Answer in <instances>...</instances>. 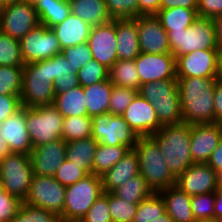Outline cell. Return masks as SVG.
I'll return each mask as SVG.
<instances>
[{
    "label": "cell",
    "instance_id": "cell-16",
    "mask_svg": "<svg viewBox=\"0 0 222 222\" xmlns=\"http://www.w3.org/2000/svg\"><path fill=\"white\" fill-rule=\"evenodd\" d=\"M140 84L176 78L175 57L172 53L150 54L140 52L135 59Z\"/></svg>",
    "mask_w": 222,
    "mask_h": 222
},
{
    "label": "cell",
    "instance_id": "cell-9",
    "mask_svg": "<svg viewBox=\"0 0 222 222\" xmlns=\"http://www.w3.org/2000/svg\"><path fill=\"white\" fill-rule=\"evenodd\" d=\"M33 177L29 154L11 153L0 158V188L24 201Z\"/></svg>",
    "mask_w": 222,
    "mask_h": 222
},
{
    "label": "cell",
    "instance_id": "cell-63",
    "mask_svg": "<svg viewBox=\"0 0 222 222\" xmlns=\"http://www.w3.org/2000/svg\"><path fill=\"white\" fill-rule=\"evenodd\" d=\"M20 1L35 6L40 0H20Z\"/></svg>",
    "mask_w": 222,
    "mask_h": 222
},
{
    "label": "cell",
    "instance_id": "cell-2",
    "mask_svg": "<svg viewBox=\"0 0 222 222\" xmlns=\"http://www.w3.org/2000/svg\"><path fill=\"white\" fill-rule=\"evenodd\" d=\"M158 145L169 170L177 179L193 164L191 156V124L163 125L150 136Z\"/></svg>",
    "mask_w": 222,
    "mask_h": 222
},
{
    "label": "cell",
    "instance_id": "cell-14",
    "mask_svg": "<svg viewBox=\"0 0 222 222\" xmlns=\"http://www.w3.org/2000/svg\"><path fill=\"white\" fill-rule=\"evenodd\" d=\"M218 54V49H202L177 57L176 78H217Z\"/></svg>",
    "mask_w": 222,
    "mask_h": 222
},
{
    "label": "cell",
    "instance_id": "cell-62",
    "mask_svg": "<svg viewBox=\"0 0 222 222\" xmlns=\"http://www.w3.org/2000/svg\"><path fill=\"white\" fill-rule=\"evenodd\" d=\"M216 182L222 184V169L216 172Z\"/></svg>",
    "mask_w": 222,
    "mask_h": 222
},
{
    "label": "cell",
    "instance_id": "cell-27",
    "mask_svg": "<svg viewBox=\"0 0 222 222\" xmlns=\"http://www.w3.org/2000/svg\"><path fill=\"white\" fill-rule=\"evenodd\" d=\"M48 66L50 79L54 82L55 95L62 94L80 85L74 67L61 53L49 58Z\"/></svg>",
    "mask_w": 222,
    "mask_h": 222
},
{
    "label": "cell",
    "instance_id": "cell-21",
    "mask_svg": "<svg viewBox=\"0 0 222 222\" xmlns=\"http://www.w3.org/2000/svg\"><path fill=\"white\" fill-rule=\"evenodd\" d=\"M176 186L190 196L215 193L216 172L207 163H193L176 179Z\"/></svg>",
    "mask_w": 222,
    "mask_h": 222
},
{
    "label": "cell",
    "instance_id": "cell-30",
    "mask_svg": "<svg viewBox=\"0 0 222 222\" xmlns=\"http://www.w3.org/2000/svg\"><path fill=\"white\" fill-rule=\"evenodd\" d=\"M71 13L90 24L97 26L111 21L104 0H69Z\"/></svg>",
    "mask_w": 222,
    "mask_h": 222
},
{
    "label": "cell",
    "instance_id": "cell-26",
    "mask_svg": "<svg viewBox=\"0 0 222 222\" xmlns=\"http://www.w3.org/2000/svg\"><path fill=\"white\" fill-rule=\"evenodd\" d=\"M164 200L166 212L174 222H195L191 209V197L176 185L158 192Z\"/></svg>",
    "mask_w": 222,
    "mask_h": 222
},
{
    "label": "cell",
    "instance_id": "cell-29",
    "mask_svg": "<svg viewBox=\"0 0 222 222\" xmlns=\"http://www.w3.org/2000/svg\"><path fill=\"white\" fill-rule=\"evenodd\" d=\"M97 147L98 142L93 137L66 142V159L80 166L88 174H93Z\"/></svg>",
    "mask_w": 222,
    "mask_h": 222
},
{
    "label": "cell",
    "instance_id": "cell-31",
    "mask_svg": "<svg viewBox=\"0 0 222 222\" xmlns=\"http://www.w3.org/2000/svg\"><path fill=\"white\" fill-rule=\"evenodd\" d=\"M34 8L40 24L50 29L63 22L71 14L69 0H40Z\"/></svg>",
    "mask_w": 222,
    "mask_h": 222
},
{
    "label": "cell",
    "instance_id": "cell-49",
    "mask_svg": "<svg viewBox=\"0 0 222 222\" xmlns=\"http://www.w3.org/2000/svg\"><path fill=\"white\" fill-rule=\"evenodd\" d=\"M80 222H112L109 212L108 192L99 196Z\"/></svg>",
    "mask_w": 222,
    "mask_h": 222
},
{
    "label": "cell",
    "instance_id": "cell-19",
    "mask_svg": "<svg viewBox=\"0 0 222 222\" xmlns=\"http://www.w3.org/2000/svg\"><path fill=\"white\" fill-rule=\"evenodd\" d=\"M33 175L54 177L66 159V142L63 139L33 147L30 154Z\"/></svg>",
    "mask_w": 222,
    "mask_h": 222
},
{
    "label": "cell",
    "instance_id": "cell-48",
    "mask_svg": "<svg viewBox=\"0 0 222 222\" xmlns=\"http://www.w3.org/2000/svg\"><path fill=\"white\" fill-rule=\"evenodd\" d=\"M89 175L84 169L65 159L54 175V178L63 186L68 187Z\"/></svg>",
    "mask_w": 222,
    "mask_h": 222
},
{
    "label": "cell",
    "instance_id": "cell-24",
    "mask_svg": "<svg viewBox=\"0 0 222 222\" xmlns=\"http://www.w3.org/2000/svg\"><path fill=\"white\" fill-rule=\"evenodd\" d=\"M51 29L55 33L62 50L87 42L92 26L71 13L63 22Z\"/></svg>",
    "mask_w": 222,
    "mask_h": 222
},
{
    "label": "cell",
    "instance_id": "cell-28",
    "mask_svg": "<svg viewBox=\"0 0 222 222\" xmlns=\"http://www.w3.org/2000/svg\"><path fill=\"white\" fill-rule=\"evenodd\" d=\"M113 84L109 78L100 83L83 87L86 99L87 116L94 117L109 112Z\"/></svg>",
    "mask_w": 222,
    "mask_h": 222
},
{
    "label": "cell",
    "instance_id": "cell-38",
    "mask_svg": "<svg viewBox=\"0 0 222 222\" xmlns=\"http://www.w3.org/2000/svg\"><path fill=\"white\" fill-rule=\"evenodd\" d=\"M23 66H0V95H20Z\"/></svg>",
    "mask_w": 222,
    "mask_h": 222
},
{
    "label": "cell",
    "instance_id": "cell-54",
    "mask_svg": "<svg viewBox=\"0 0 222 222\" xmlns=\"http://www.w3.org/2000/svg\"><path fill=\"white\" fill-rule=\"evenodd\" d=\"M214 117L216 123H222V81L217 80L214 90Z\"/></svg>",
    "mask_w": 222,
    "mask_h": 222
},
{
    "label": "cell",
    "instance_id": "cell-7",
    "mask_svg": "<svg viewBox=\"0 0 222 222\" xmlns=\"http://www.w3.org/2000/svg\"><path fill=\"white\" fill-rule=\"evenodd\" d=\"M104 193L101 176L89 174L73 185L66 187L61 221L80 222L96 199Z\"/></svg>",
    "mask_w": 222,
    "mask_h": 222
},
{
    "label": "cell",
    "instance_id": "cell-1",
    "mask_svg": "<svg viewBox=\"0 0 222 222\" xmlns=\"http://www.w3.org/2000/svg\"><path fill=\"white\" fill-rule=\"evenodd\" d=\"M217 78H177L181 114L184 123H216L214 117V90Z\"/></svg>",
    "mask_w": 222,
    "mask_h": 222
},
{
    "label": "cell",
    "instance_id": "cell-44",
    "mask_svg": "<svg viewBox=\"0 0 222 222\" xmlns=\"http://www.w3.org/2000/svg\"><path fill=\"white\" fill-rule=\"evenodd\" d=\"M109 69L97 62L90 60L77 72L79 84L82 87L100 83L108 79Z\"/></svg>",
    "mask_w": 222,
    "mask_h": 222
},
{
    "label": "cell",
    "instance_id": "cell-61",
    "mask_svg": "<svg viewBox=\"0 0 222 222\" xmlns=\"http://www.w3.org/2000/svg\"><path fill=\"white\" fill-rule=\"evenodd\" d=\"M217 79L222 81V50H219L218 54V72Z\"/></svg>",
    "mask_w": 222,
    "mask_h": 222
},
{
    "label": "cell",
    "instance_id": "cell-37",
    "mask_svg": "<svg viewBox=\"0 0 222 222\" xmlns=\"http://www.w3.org/2000/svg\"><path fill=\"white\" fill-rule=\"evenodd\" d=\"M92 117L69 116L63 118L62 139L65 142L91 137Z\"/></svg>",
    "mask_w": 222,
    "mask_h": 222
},
{
    "label": "cell",
    "instance_id": "cell-56",
    "mask_svg": "<svg viewBox=\"0 0 222 222\" xmlns=\"http://www.w3.org/2000/svg\"><path fill=\"white\" fill-rule=\"evenodd\" d=\"M207 164L215 171L222 169V139L219 141L216 149L212 152Z\"/></svg>",
    "mask_w": 222,
    "mask_h": 222
},
{
    "label": "cell",
    "instance_id": "cell-43",
    "mask_svg": "<svg viewBox=\"0 0 222 222\" xmlns=\"http://www.w3.org/2000/svg\"><path fill=\"white\" fill-rule=\"evenodd\" d=\"M215 193H205L191 197V209L195 221H214Z\"/></svg>",
    "mask_w": 222,
    "mask_h": 222
},
{
    "label": "cell",
    "instance_id": "cell-15",
    "mask_svg": "<svg viewBox=\"0 0 222 222\" xmlns=\"http://www.w3.org/2000/svg\"><path fill=\"white\" fill-rule=\"evenodd\" d=\"M87 44L93 59L110 69L118 61L116 19L92 26Z\"/></svg>",
    "mask_w": 222,
    "mask_h": 222
},
{
    "label": "cell",
    "instance_id": "cell-33",
    "mask_svg": "<svg viewBox=\"0 0 222 222\" xmlns=\"http://www.w3.org/2000/svg\"><path fill=\"white\" fill-rule=\"evenodd\" d=\"M155 16L166 31L185 30L199 18L197 9L180 7L159 10Z\"/></svg>",
    "mask_w": 222,
    "mask_h": 222
},
{
    "label": "cell",
    "instance_id": "cell-65",
    "mask_svg": "<svg viewBox=\"0 0 222 222\" xmlns=\"http://www.w3.org/2000/svg\"><path fill=\"white\" fill-rule=\"evenodd\" d=\"M2 10H3V5L0 3V19H1V16H2Z\"/></svg>",
    "mask_w": 222,
    "mask_h": 222
},
{
    "label": "cell",
    "instance_id": "cell-22",
    "mask_svg": "<svg viewBox=\"0 0 222 222\" xmlns=\"http://www.w3.org/2000/svg\"><path fill=\"white\" fill-rule=\"evenodd\" d=\"M222 139V123L191 125V156L193 163H207Z\"/></svg>",
    "mask_w": 222,
    "mask_h": 222
},
{
    "label": "cell",
    "instance_id": "cell-52",
    "mask_svg": "<svg viewBox=\"0 0 222 222\" xmlns=\"http://www.w3.org/2000/svg\"><path fill=\"white\" fill-rule=\"evenodd\" d=\"M197 12L201 18L214 19L222 15V0H198Z\"/></svg>",
    "mask_w": 222,
    "mask_h": 222
},
{
    "label": "cell",
    "instance_id": "cell-59",
    "mask_svg": "<svg viewBox=\"0 0 222 222\" xmlns=\"http://www.w3.org/2000/svg\"><path fill=\"white\" fill-rule=\"evenodd\" d=\"M9 154H11V150H10L9 146L7 145V143L4 141V139H2V137L0 135V158H3Z\"/></svg>",
    "mask_w": 222,
    "mask_h": 222
},
{
    "label": "cell",
    "instance_id": "cell-50",
    "mask_svg": "<svg viewBox=\"0 0 222 222\" xmlns=\"http://www.w3.org/2000/svg\"><path fill=\"white\" fill-rule=\"evenodd\" d=\"M22 202L18 197L0 188V222H11Z\"/></svg>",
    "mask_w": 222,
    "mask_h": 222
},
{
    "label": "cell",
    "instance_id": "cell-17",
    "mask_svg": "<svg viewBox=\"0 0 222 222\" xmlns=\"http://www.w3.org/2000/svg\"><path fill=\"white\" fill-rule=\"evenodd\" d=\"M121 116L138 137L151 136L162 127L154 106L139 94Z\"/></svg>",
    "mask_w": 222,
    "mask_h": 222
},
{
    "label": "cell",
    "instance_id": "cell-47",
    "mask_svg": "<svg viewBox=\"0 0 222 222\" xmlns=\"http://www.w3.org/2000/svg\"><path fill=\"white\" fill-rule=\"evenodd\" d=\"M61 54L74 67V72L76 73L81 67L93 59L91 49L87 42L76 46L66 47L62 49Z\"/></svg>",
    "mask_w": 222,
    "mask_h": 222
},
{
    "label": "cell",
    "instance_id": "cell-66",
    "mask_svg": "<svg viewBox=\"0 0 222 222\" xmlns=\"http://www.w3.org/2000/svg\"><path fill=\"white\" fill-rule=\"evenodd\" d=\"M213 222H222V218L221 219H216Z\"/></svg>",
    "mask_w": 222,
    "mask_h": 222
},
{
    "label": "cell",
    "instance_id": "cell-6",
    "mask_svg": "<svg viewBox=\"0 0 222 222\" xmlns=\"http://www.w3.org/2000/svg\"><path fill=\"white\" fill-rule=\"evenodd\" d=\"M166 32L170 51L175 59L195 50L218 49L212 19L199 17L185 30Z\"/></svg>",
    "mask_w": 222,
    "mask_h": 222
},
{
    "label": "cell",
    "instance_id": "cell-13",
    "mask_svg": "<svg viewBox=\"0 0 222 222\" xmlns=\"http://www.w3.org/2000/svg\"><path fill=\"white\" fill-rule=\"evenodd\" d=\"M38 24L39 18L33 5L22 1L3 5L0 28L5 35L20 40Z\"/></svg>",
    "mask_w": 222,
    "mask_h": 222
},
{
    "label": "cell",
    "instance_id": "cell-12",
    "mask_svg": "<svg viewBox=\"0 0 222 222\" xmlns=\"http://www.w3.org/2000/svg\"><path fill=\"white\" fill-rule=\"evenodd\" d=\"M65 192L66 187L54 177L33 175L28 195L23 202L60 216L63 213Z\"/></svg>",
    "mask_w": 222,
    "mask_h": 222
},
{
    "label": "cell",
    "instance_id": "cell-4",
    "mask_svg": "<svg viewBox=\"0 0 222 222\" xmlns=\"http://www.w3.org/2000/svg\"><path fill=\"white\" fill-rule=\"evenodd\" d=\"M138 94L154 106L156 116L162 126L183 122L177 79L144 83Z\"/></svg>",
    "mask_w": 222,
    "mask_h": 222
},
{
    "label": "cell",
    "instance_id": "cell-51",
    "mask_svg": "<svg viewBox=\"0 0 222 222\" xmlns=\"http://www.w3.org/2000/svg\"><path fill=\"white\" fill-rule=\"evenodd\" d=\"M21 107L20 95H0V124Z\"/></svg>",
    "mask_w": 222,
    "mask_h": 222
},
{
    "label": "cell",
    "instance_id": "cell-42",
    "mask_svg": "<svg viewBox=\"0 0 222 222\" xmlns=\"http://www.w3.org/2000/svg\"><path fill=\"white\" fill-rule=\"evenodd\" d=\"M109 212L112 222H132L139 204L129 203L108 192Z\"/></svg>",
    "mask_w": 222,
    "mask_h": 222
},
{
    "label": "cell",
    "instance_id": "cell-45",
    "mask_svg": "<svg viewBox=\"0 0 222 222\" xmlns=\"http://www.w3.org/2000/svg\"><path fill=\"white\" fill-rule=\"evenodd\" d=\"M137 94L138 91L135 89L113 85L110 96L109 113L121 116Z\"/></svg>",
    "mask_w": 222,
    "mask_h": 222
},
{
    "label": "cell",
    "instance_id": "cell-39",
    "mask_svg": "<svg viewBox=\"0 0 222 222\" xmlns=\"http://www.w3.org/2000/svg\"><path fill=\"white\" fill-rule=\"evenodd\" d=\"M60 217L46 209L21 203L11 222H60Z\"/></svg>",
    "mask_w": 222,
    "mask_h": 222
},
{
    "label": "cell",
    "instance_id": "cell-20",
    "mask_svg": "<svg viewBox=\"0 0 222 222\" xmlns=\"http://www.w3.org/2000/svg\"><path fill=\"white\" fill-rule=\"evenodd\" d=\"M0 135L11 153L30 154L33 146L26 126V107L22 106L0 124Z\"/></svg>",
    "mask_w": 222,
    "mask_h": 222
},
{
    "label": "cell",
    "instance_id": "cell-23",
    "mask_svg": "<svg viewBox=\"0 0 222 222\" xmlns=\"http://www.w3.org/2000/svg\"><path fill=\"white\" fill-rule=\"evenodd\" d=\"M138 174V156L134 149H130L117 164L101 176L103 191L112 192Z\"/></svg>",
    "mask_w": 222,
    "mask_h": 222
},
{
    "label": "cell",
    "instance_id": "cell-60",
    "mask_svg": "<svg viewBox=\"0 0 222 222\" xmlns=\"http://www.w3.org/2000/svg\"><path fill=\"white\" fill-rule=\"evenodd\" d=\"M132 222H174V220L170 217V215L166 212L164 215L159 217L158 219H151V220H138Z\"/></svg>",
    "mask_w": 222,
    "mask_h": 222
},
{
    "label": "cell",
    "instance_id": "cell-40",
    "mask_svg": "<svg viewBox=\"0 0 222 222\" xmlns=\"http://www.w3.org/2000/svg\"><path fill=\"white\" fill-rule=\"evenodd\" d=\"M0 66H24L19 40L0 33Z\"/></svg>",
    "mask_w": 222,
    "mask_h": 222
},
{
    "label": "cell",
    "instance_id": "cell-67",
    "mask_svg": "<svg viewBox=\"0 0 222 222\" xmlns=\"http://www.w3.org/2000/svg\"><path fill=\"white\" fill-rule=\"evenodd\" d=\"M195 222H208V221H195ZM209 222H213V221H209Z\"/></svg>",
    "mask_w": 222,
    "mask_h": 222
},
{
    "label": "cell",
    "instance_id": "cell-25",
    "mask_svg": "<svg viewBox=\"0 0 222 222\" xmlns=\"http://www.w3.org/2000/svg\"><path fill=\"white\" fill-rule=\"evenodd\" d=\"M118 60H135L140 51L136 18L116 19Z\"/></svg>",
    "mask_w": 222,
    "mask_h": 222
},
{
    "label": "cell",
    "instance_id": "cell-68",
    "mask_svg": "<svg viewBox=\"0 0 222 222\" xmlns=\"http://www.w3.org/2000/svg\"><path fill=\"white\" fill-rule=\"evenodd\" d=\"M60 222H76V221H60Z\"/></svg>",
    "mask_w": 222,
    "mask_h": 222
},
{
    "label": "cell",
    "instance_id": "cell-46",
    "mask_svg": "<svg viewBox=\"0 0 222 222\" xmlns=\"http://www.w3.org/2000/svg\"><path fill=\"white\" fill-rule=\"evenodd\" d=\"M112 20L138 17V0H104Z\"/></svg>",
    "mask_w": 222,
    "mask_h": 222
},
{
    "label": "cell",
    "instance_id": "cell-58",
    "mask_svg": "<svg viewBox=\"0 0 222 222\" xmlns=\"http://www.w3.org/2000/svg\"><path fill=\"white\" fill-rule=\"evenodd\" d=\"M213 20L215 28V40L218 50H222V15L215 17Z\"/></svg>",
    "mask_w": 222,
    "mask_h": 222
},
{
    "label": "cell",
    "instance_id": "cell-11",
    "mask_svg": "<svg viewBox=\"0 0 222 222\" xmlns=\"http://www.w3.org/2000/svg\"><path fill=\"white\" fill-rule=\"evenodd\" d=\"M22 60L25 64L46 60L62 52L59 41L44 24H38L19 40Z\"/></svg>",
    "mask_w": 222,
    "mask_h": 222
},
{
    "label": "cell",
    "instance_id": "cell-53",
    "mask_svg": "<svg viewBox=\"0 0 222 222\" xmlns=\"http://www.w3.org/2000/svg\"><path fill=\"white\" fill-rule=\"evenodd\" d=\"M160 4L161 0H138V16L156 15Z\"/></svg>",
    "mask_w": 222,
    "mask_h": 222
},
{
    "label": "cell",
    "instance_id": "cell-36",
    "mask_svg": "<svg viewBox=\"0 0 222 222\" xmlns=\"http://www.w3.org/2000/svg\"><path fill=\"white\" fill-rule=\"evenodd\" d=\"M111 193L129 203L139 204L154 192L148 186L145 179L138 174L127 180L126 183L124 182L122 186L114 189Z\"/></svg>",
    "mask_w": 222,
    "mask_h": 222
},
{
    "label": "cell",
    "instance_id": "cell-55",
    "mask_svg": "<svg viewBox=\"0 0 222 222\" xmlns=\"http://www.w3.org/2000/svg\"><path fill=\"white\" fill-rule=\"evenodd\" d=\"M198 0H161L160 10L168 8H188V9H197Z\"/></svg>",
    "mask_w": 222,
    "mask_h": 222
},
{
    "label": "cell",
    "instance_id": "cell-34",
    "mask_svg": "<svg viewBox=\"0 0 222 222\" xmlns=\"http://www.w3.org/2000/svg\"><path fill=\"white\" fill-rule=\"evenodd\" d=\"M130 150L125 145L108 146L98 143L93 161V174L102 176L117 164Z\"/></svg>",
    "mask_w": 222,
    "mask_h": 222
},
{
    "label": "cell",
    "instance_id": "cell-41",
    "mask_svg": "<svg viewBox=\"0 0 222 222\" xmlns=\"http://www.w3.org/2000/svg\"><path fill=\"white\" fill-rule=\"evenodd\" d=\"M165 213L166 209L163 198L159 193H153L139 203L133 221L158 219Z\"/></svg>",
    "mask_w": 222,
    "mask_h": 222
},
{
    "label": "cell",
    "instance_id": "cell-57",
    "mask_svg": "<svg viewBox=\"0 0 222 222\" xmlns=\"http://www.w3.org/2000/svg\"><path fill=\"white\" fill-rule=\"evenodd\" d=\"M214 220L222 218V184H217L214 201Z\"/></svg>",
    "mask_w": 222,
    "mask_h": 222
},
{
    "label": "cell",
    "instance_id": "cell-10",
    "mask_svg": "<svg viewBox=\"0 0 222 222\" xmlns=\"http://www.w3.org/2000/svg\"><path fill=\"white\" fill-rule=\"evenodd\" d=\"M91 137L101 144L125 145L130 149L134 148L138 140V136L122 116L112 115L109 112L92 118Z\"/></svg>",
    "mask_w": 222,
    "mask_h": 222
},
{
    "label": "cell",
    "instance_id": "cell-3",
    "mask_svg": "<svg viewBox=\"0 0 222 222\" xmlns=\"http://www.w3.org/2000/svg\"><path fill=\"white\" fill-rule=\"evenodd\" d=\"M133 149L138 156L139 174L154 193L176 185V178L150 136L138 137Z\"/></svg>",
    "mask_w": 222,
    "mask_h": 222
},
{
    "label": "cell",
    "instance_id": "cell-8",
    "mask_svg": "<svg viewBox=\"0 0 222 222\" xmlns=\"http://www.w3.org/2000/svg\"><path fill=\"white\" fill-rule=\"evenodd\" d=\"M63 118L54 105L26 107V126L32 146L62 139Z\"/></svg>",
    "mask_w": 222,
    "mask_h": 222
},
{
    "label": "cell",
    "instance_id": "cell-32",
    "mask_svg": "<svg viewBox=\"0 0 222 222\" xmlns=\"http://www.w3.org/2000/svg\"><path fill=\"white\" fill-rule=\"evenodd\" d=\"M63 117L87 116L86 99L81 85L55 95L53 104Z\"/></svg>",
    "mask_w": 222,
    "mask_h": 222
},
{
    "label": "cell",
    "instance_id": "cell-5",
    "mask_svg": "<svg viewBox=\"0 0 222 222\" xmlns=\"http://www.w3.org/2000/svg\"><path fill=\"white\" fill-rule=\"evenodd\" d=\"M21 104L25 107L52 105L54 82L50 79L48 59L23 66Z\"/></svg>",
    "mask_w": 222,
    "mask_h": 222
},
{
    "label": "cell",
    "instance_id": "cell-64",
    "mask_svg": "<svg viewBox=\"0 0 222 222\" xmlns=\"http://www.w3.org/2000/svg\"><path fill=\"white\" fill-rule=\"evenodd\" d=\"M17 1H20V0H0V3L2 5H6V4L14 3V2H17Z\"/></svg>",
    "mask_w": 222,
    "mask_h": 222
},
{
    "label": "cell",
    "instance_id": "cell-35",
    "mask_svg": "<svg viewBox=\"0 0 222 222\" xmlns=\"http://www.w3.org/2000/svg\"><path fill=\"white\" fill-rule=\"evenodd\" d=\"M108 78L113 85L140 90V78L135 60H118L110 69Z\"/></svg>",
    "mask_w": 222,
    "mask_h": 222
},
{
    "label": "cell",
    "instance_id": "cell-18",
    "mask_svg": "<svg viewBox=\"0 0 222 222\" xmlns=\"http://www.w3.org/2000/svg\"><path fill=\"white\" fill-rule=\"evenodd\" d=\"M140 51L150 54L171 53L168 33L155 15L136 17Z\"/></svg>",
    "mask_w": 222,
    "mask_h": 222
}]
</instances>
